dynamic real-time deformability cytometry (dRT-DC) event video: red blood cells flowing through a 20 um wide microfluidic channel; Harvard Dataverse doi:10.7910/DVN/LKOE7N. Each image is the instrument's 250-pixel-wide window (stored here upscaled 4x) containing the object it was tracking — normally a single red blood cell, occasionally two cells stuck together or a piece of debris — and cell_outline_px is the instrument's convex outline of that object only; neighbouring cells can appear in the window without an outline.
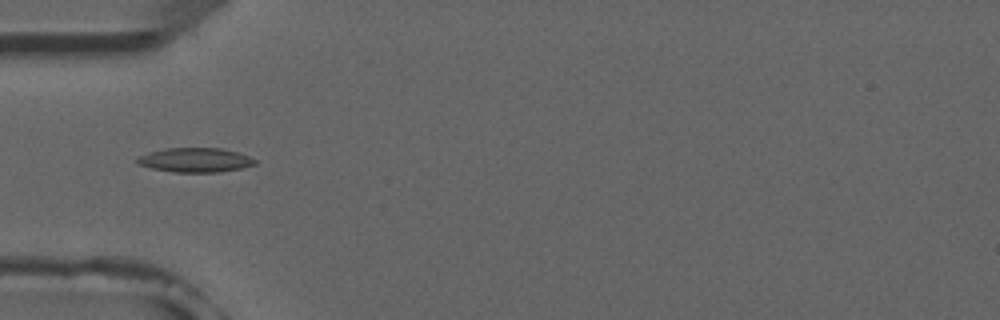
{"species": "common noctule bat (a hibernating species)", "species_latin": "Nyctalus noctula", "temperature_condition": "room temperature", "stored_images_in_passage": 7, "camera_frame_rate_fps": 3000, "um_per_image_px": 0.085, "animal": {"sex": "male", "forearm_length_mm": 52.5}, "frame": {"image": 1, "passage_image": 4, "time_ms": 4.333, "image_size_px": [1000, 320], "cell_outline_px": [[256, 164], [240, 168], [220, 172], [172, 172], [152, 168], [140, 164], [136, 160], [140, 156], [148, 152], [168, 148], [220, 148], [236, 152], [248, 156], [256, 160]], "centroid_in_image_um": [16.6, 13.6], "position_along_channel_um": 68.4, "area_um2": 16.47}}
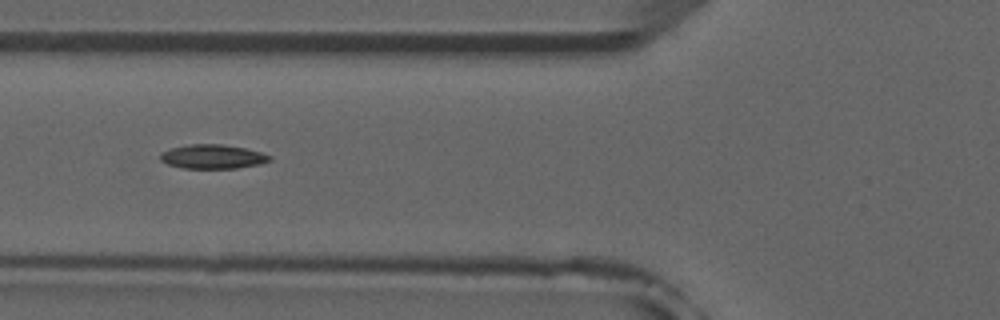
{"frame": {"image": 2, "passage_image": 5, "time_ms": 5.333, "image_size_px": [1000, 320], "cell_outline_px": [[272, 160], [260, 164], [236, 168], [184, 168], [168, 164], [160, 160], [160, 152], [168, 148], [188, 144], [224, 144], [244, 148], [260, 152], [272, 156]], "centroid_in_image_um": [18.05, 13.3], "position_along_channel_um": 107.7, "area_um2": 15.49}}
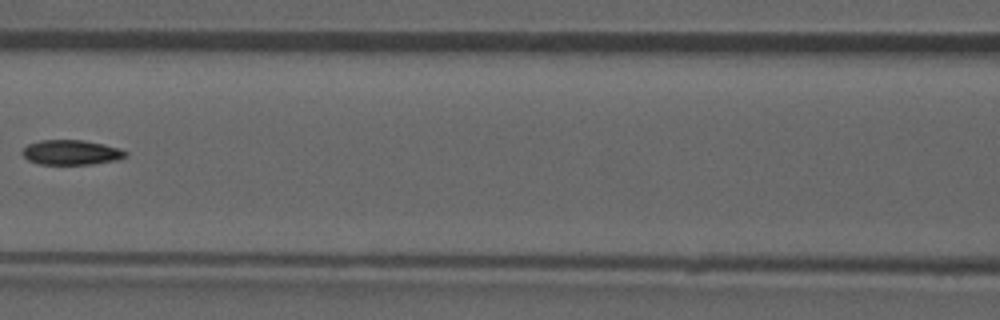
{"frame": {"image": 3, "passage_image": 6, "time_ms": 6.667, "image_size_px": [1000, 320], "cell_outline_px": [[128, 156], [116, 160], [92, 164], [40, 164], [28, 160], [20, 152], [28, 144], [40, 140], [80, 140], [104, 144], [120, 148], [128, 152]], "centroid_in_image_um": [6.07, 12.95], "position_along_channel_um": 160.5, "area_um2": 14.97}}